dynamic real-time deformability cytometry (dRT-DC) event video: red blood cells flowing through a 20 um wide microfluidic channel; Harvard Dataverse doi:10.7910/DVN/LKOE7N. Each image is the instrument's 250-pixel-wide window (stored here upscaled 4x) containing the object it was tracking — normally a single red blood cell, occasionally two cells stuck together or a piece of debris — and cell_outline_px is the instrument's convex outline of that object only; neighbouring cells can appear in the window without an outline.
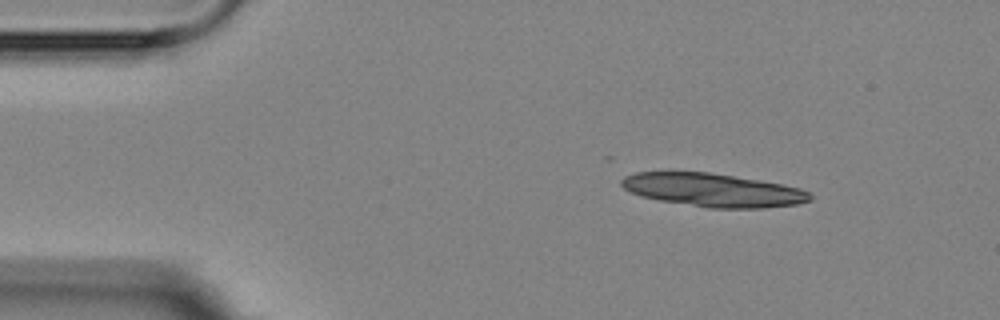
{"species": "Egyptian fruit bat (a non-hibernating species)", "species_latin": "Rousettus aegyptiacus", "temperature_condition": "room temperature", "stored_images_in_passage": 8, "camera_frame_rate_fps": 3000, "um_per_image_px": 0.085, "animal": {"sex": "female"}, "frame": {"image": 1, "passage_image": 2, "time_ms": 1.333, "image_size_px": [1000, 320], "cell_outline_px": [[812, 200], [796, 204], [760, 208], [708, 208], [660, 200], [640, 196], [624, 188], [620, 184], [620, 180], [624, 176], [636, 172], [708, 172], [760, 180], [800, 188], [808, 192], [812, 196]], "centroid_in_image_um": [60.58, 16.15], "position_along_channel_um": 24.4, "area_um2": 36.41}}
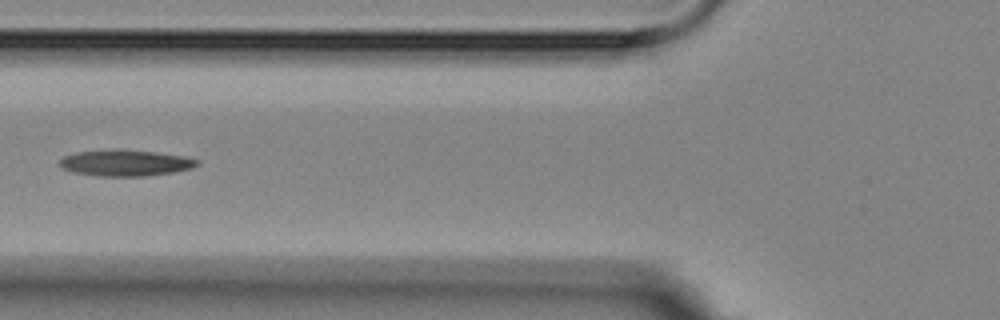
{"frame": {"image": 2, "passage_image": 6, "time_ms": 6.0, "image_size_px": [1000, 320], "cell_outline_px": [[200, 164], [192, 168], [176, 172], [144, 176], [100, 176], [76, 172], [64, 168], [60, 164], [60, 160], [64, 156], [76, 152], [116, 148], [156, 152], [184, 156], [200, 160]], "centroid_in_image_um": [10.72, 13.83], "position_along_channel_um": 115.1, "area_um2": 21.1}}
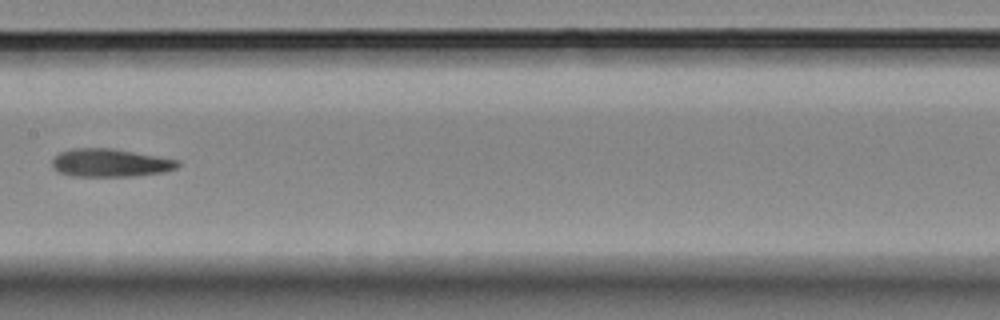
{"frame": {"image": 3, "passage_image": 8, "time_ms": 8.333, "image_size_px": [1000, 320], "cell_outline_px": [[180, 164], [176, 168], [164, 172], [132, 176], [72, 176], [56, 172], [52, 168], [52, 160], [60, 152], [72, 148], [112, 148], [180, 160]], "centroid_in_image_um": [9.35, 13.84], "position_along_channel_um": 198.1, "area_um2": 20.63}}